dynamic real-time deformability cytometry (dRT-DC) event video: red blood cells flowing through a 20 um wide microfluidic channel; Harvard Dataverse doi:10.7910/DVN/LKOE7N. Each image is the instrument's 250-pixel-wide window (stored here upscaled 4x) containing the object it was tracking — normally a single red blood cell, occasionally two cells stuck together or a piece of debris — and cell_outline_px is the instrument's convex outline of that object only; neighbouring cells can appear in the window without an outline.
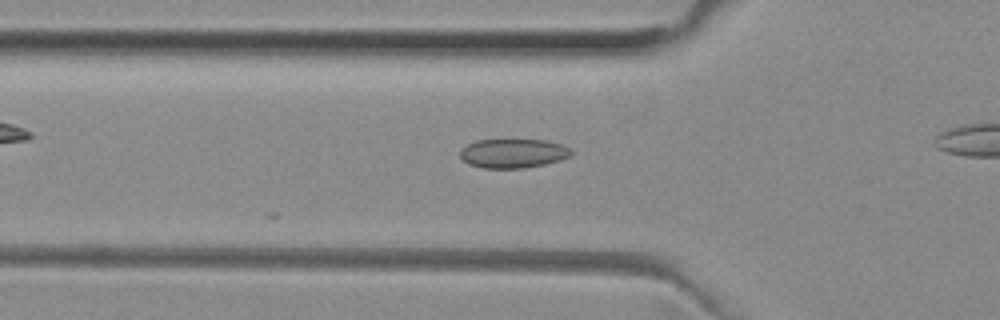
{"species": "common noctule bat (a hibernating species)", "species_latin": "Nyctalus noctula", "temperature_condition": "room temperature", "stored_images_in_passage": 19, "camera_frame_rate_fps": 3000, "um_per_image_px": 0.085, "animal": {"sex": "female", "body_mass_g": 29.2, "forearm_length_mm": 56.3}, "frame": {"image": 1, "passage_image": 3, "time_ms": 0.667, "image_size_px": [1000, 320], "cell_outline_px": [[572, 156], [560, 160], [544, 164], [524, 168], [484, 168], [468, 164], [460, 156], [460, 148], [476, 140], [544, 140], [564, 144], [572, 148]], "centroid_in_image_um": [43.65, 13.03], "position_along_channel_um": 82.2, "area_um2": 19.02}}
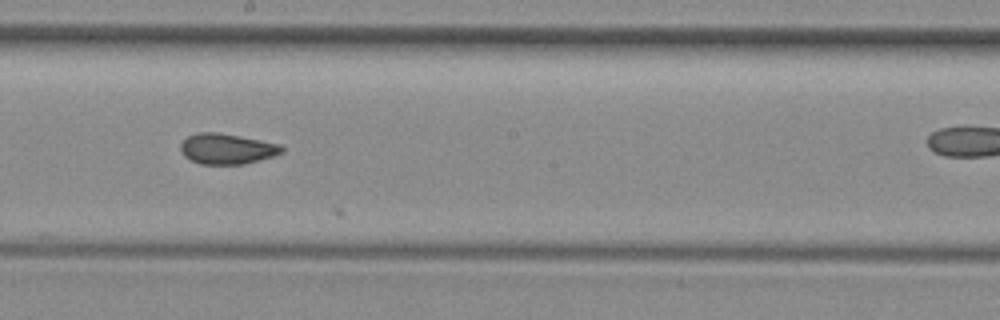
{"frame": {"image": 2, "passage_image": 14, "time_ms": 4.333, "image_size_px": [1000, 320], "cell_outline_px": [[284, 152], [272, 156], [244, 164], [200, 164], [184, 156], [180, 148], [180, 144], [188, 136], [196, 132], [216, 132], [240, 136], [280, 144], [284, 148]], "centroid_in_image_um": [19.28, 12.64], "position_along_channel_um": 228.9, "area_um2": 17.92}}
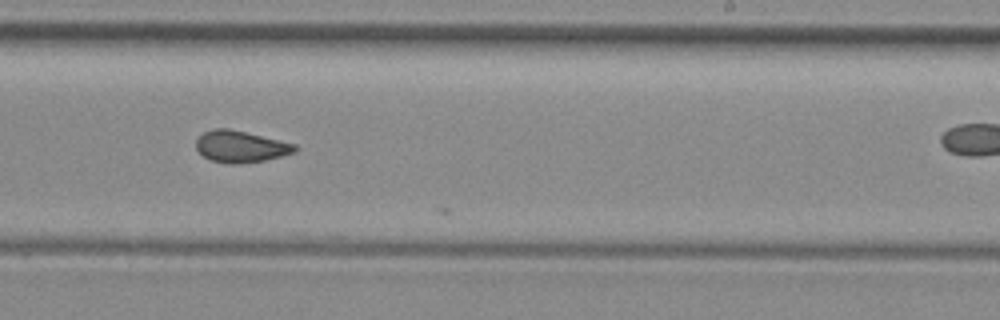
{"frame": {"image": 3, "passage_image": 17, "time_ms": 5.333, "image_size_px": [1000, 320], "cell_outline_px": [[296, 152], [264, 160], [232, 164], [212, 160], [204, 156], [196, 148], [196, 140], [204, 132], [212, 128], [228, 128], [296, 144]], "centroid_in_image_um": [20.44, 12.44], "position_along_channel_um": 268.6, "area_um2": 17.86}}